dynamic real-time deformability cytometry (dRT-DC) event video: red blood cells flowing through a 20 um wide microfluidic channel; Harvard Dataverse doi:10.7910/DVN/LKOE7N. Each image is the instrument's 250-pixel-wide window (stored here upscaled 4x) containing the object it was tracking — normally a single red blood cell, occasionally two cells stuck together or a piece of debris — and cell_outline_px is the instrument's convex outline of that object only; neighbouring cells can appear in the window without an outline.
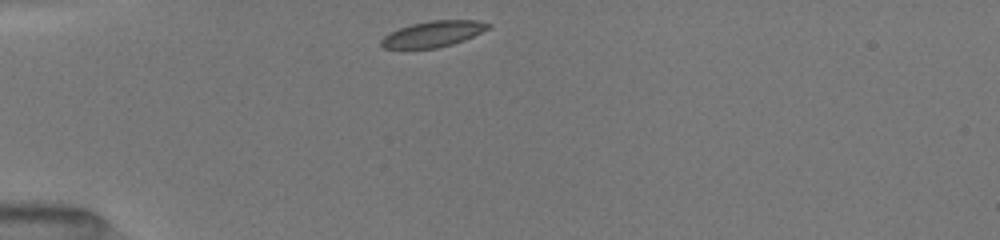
{"species": "common noctule bat (a hibernating species)", "species_latin": "Nyctalus noctula", "temperature_condition": "room temperature", "stored_images_in_passage": 38, "camera_frame_rate_fps": 3000, "um_per_image_px": 0.085, "animal": {"sex": "female", "body_mass_g": 19.5, "forearm_length_mm": 54.1}, "frame": {"image": 1, "passage_image": 1, "time_ms": 0.0, "image_size_px": [1000, 240], "cell_outline_px": [[492, 24], [488, 28], [464, 40], [452, 44], [436, 48], [384, 48], [380, 44], [380, 40], [384, 36], [400, 28], [412, 24], [432, 20], [476, 20]], "centroid_in_image_um": [36.81, 2.88], "position_along_channel_um": 48.2, "area_um2": 15.84}}
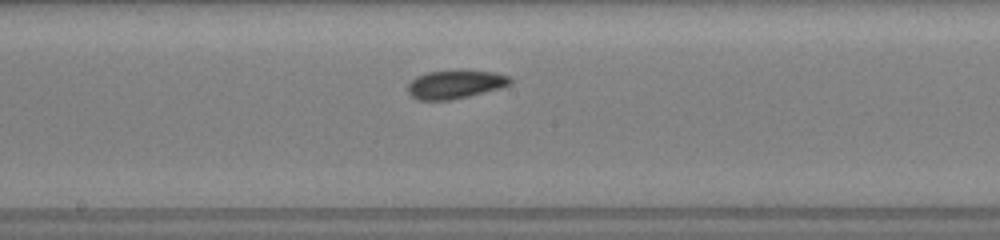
{"frame": {"image": 2, "passage_image": 15, "time_ms": 4.667, "image_size_px": [1000, 240], "cell_outline_px": [[512, 84], [500, 88], [452, 100], [416, 100], [408, 92], [408, 84], [416, 76], [428, 72], [456, 68], [460, 68], [492, 72], [508, 76], [512, 80]], "centroid_in_image_um": [38.69, 7.14], "position_along_channel_um": 209.5, "area_um2": 17.46}}
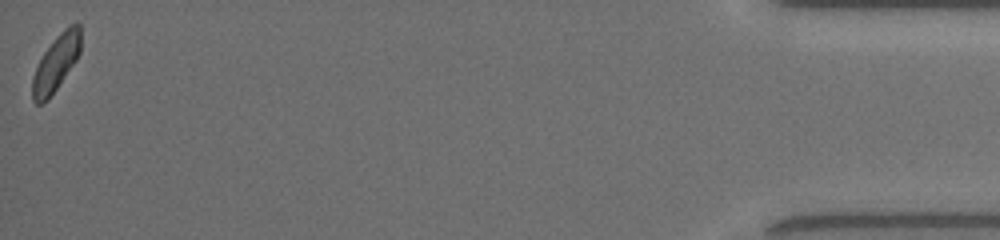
{"frame": {"image": 3, "passage_image": 38, "time_ms": 12.333, "image_size_px": [1000, 240], "cell_outline_px": [[80, 52], [76, 60], [48, 100], [40, 104], [36, 104], [32, 100], [32, 76], [44, 52], [60, 32], [64, 28], [76, 20], [80, 24]], "centroid_in_image_um": [4.76, 5.34], "position_along_channel_um": 430.4, "area_um2": 15.66}, "authors_computed_cell_mechanics": {"area_um2": 16.7331, "velocity_mm_per_s": 3.9916, "shape_relaxation_time_tau1_ms": 2.324, "shape_relaxation_time_tau2_ms": 3.3526, "deformation_change_tau1": 0.0806, "deformation_change_tau2": 0.0631}}